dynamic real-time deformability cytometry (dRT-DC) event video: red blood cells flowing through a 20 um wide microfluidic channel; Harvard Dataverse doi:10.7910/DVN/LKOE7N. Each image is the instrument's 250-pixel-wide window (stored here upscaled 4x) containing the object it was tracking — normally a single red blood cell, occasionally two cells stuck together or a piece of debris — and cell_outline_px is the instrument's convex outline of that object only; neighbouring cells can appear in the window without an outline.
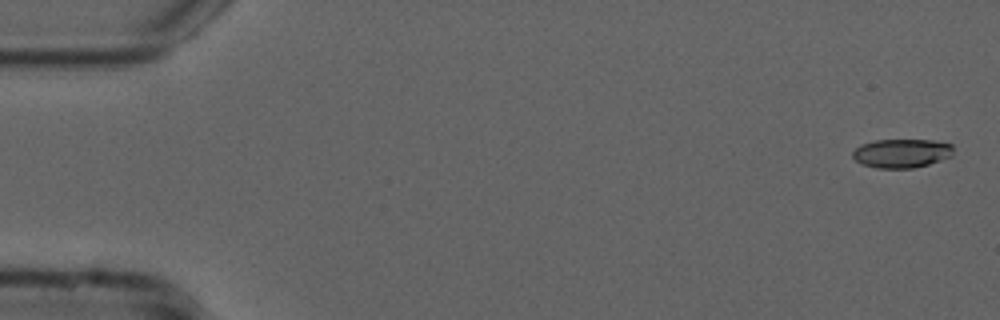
{"species": "common noctule bat (a hibernating species)", "species_latin": "Nyctalus noctula", "temperature_condition": "cold", "stored_images_in_passage": 55, "camera_frame_rate_fps": 3000, "um_per_image_px": 0.085, "animal": {"sex": "male", "forearm_length_mm": 52.5}, "frame": {"image": 1, "passage_image": 2, "time_ms": 0.333, "image_size_px": [1000, 320], "cell_outline_px": [[952, 156], [928, 164], [912, 168], [876, 168], [864, 164], [856, 160], [852, 156], [852, 152], [860, 144], [876, 140], [932, 140], [952, 144]], "centroid_in_image_um": [76.63, 13.02], "position_along_channel_um": 8.4, "area_um2": 16.82}}
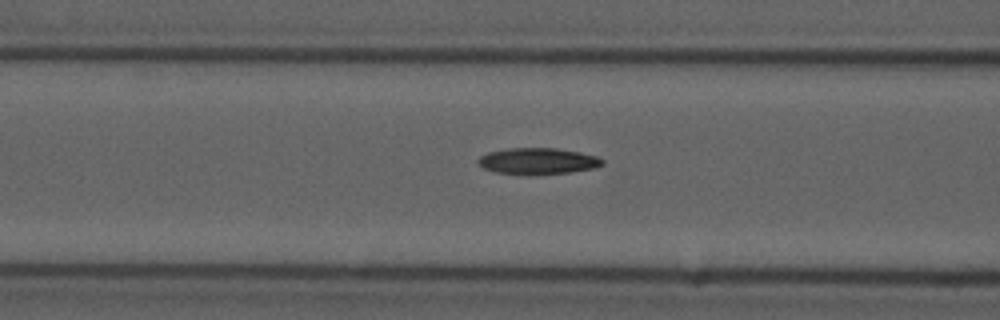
{"frame": {"image": 2, "passage_image": 22, "time_ms": 7.0, "image_size_px": [1000, 320], "cell_outline_px": [[604, 164], [596, 168], [568, 172], [496, 172], [484, 168], [476, 164], [476, 160], [480, 156], [488, 152], [508, 148], [556, 148], [580, 152], [596, 156], [604, 160]], "centroid_in_image_um": [45.72, 13.64], "position_along_channel_um": 120.9, "area_um2": 18.38}}
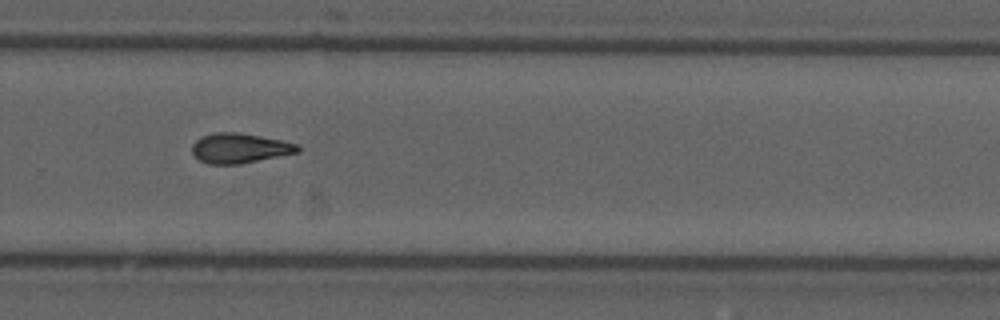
{"frame": {"image": 3, "passage_image": 37, "time_ms": 12.0, "image_size_px": [1000, 320], "cell_outline_px": [[300, 152], [240, 164], [208, 164], [200, 160], [192, 152], [192, 144], [200, 136], [216, 132], [236, 132], [260, 136], [280, 140], [296, 144], [300, 148]], "centroid_in_image_um": [20.35, 12.59], "position_along_channel_um": 309.5, "area_um2": 18.32}, "authors_computed_cell_mechanics": {"area_um2": 18.3226, "velocity_mm_per_s": 3.7788, "shape_relaxation_time_tau1_ms": null, "shape_relaxation_time_tau2_ms": 9.5481, "deformation_change_tau1": null, "deformation_change_tau2": 0.2213}}